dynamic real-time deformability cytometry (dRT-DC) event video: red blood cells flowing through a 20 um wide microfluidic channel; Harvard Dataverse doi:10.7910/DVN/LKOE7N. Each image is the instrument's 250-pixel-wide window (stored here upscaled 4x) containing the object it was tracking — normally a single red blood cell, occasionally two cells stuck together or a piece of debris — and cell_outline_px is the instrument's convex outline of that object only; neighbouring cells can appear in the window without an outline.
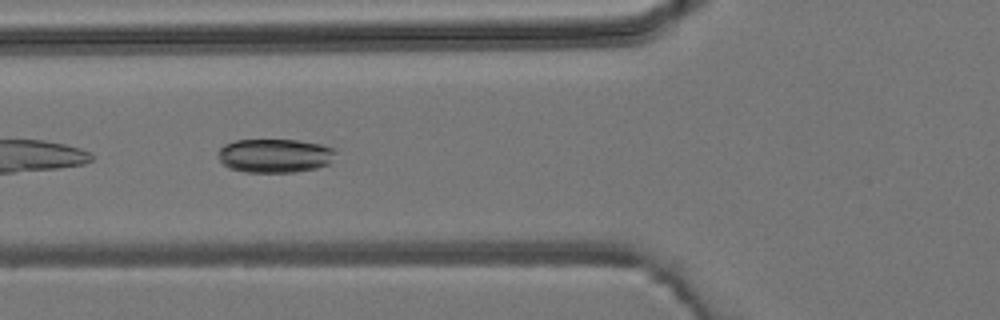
{"species": "common noctule bat (a hibernating species)", "species_latin": "Nyctalus noctula", "temperature_condition": "room temperature", "stored_images_in_passage": 4, "camera_frame_rate_fps": 3000, "um_per_image_px": 0.085, "animal": {"sex": "male", "body_mass_g": 19.2, "forearm_length_mm": 51.8}, "frame": {"image": 1, "passage_image": 4, "time_ms": 4.0, "image_size_px": [1000, 320], "cell_outline_px": [[336, 152], [328, 164], [316, 168], [292, 172], [244, 172], [228, 168], [220, 160], [220, 148], [224, 144], [236, 140], [296, 140], [320, 144], [336, 148]], "centroid_in_image_um": [23.37, 13.23], "position_along_channel_um": 102.4, "area_um2": 23.06}}